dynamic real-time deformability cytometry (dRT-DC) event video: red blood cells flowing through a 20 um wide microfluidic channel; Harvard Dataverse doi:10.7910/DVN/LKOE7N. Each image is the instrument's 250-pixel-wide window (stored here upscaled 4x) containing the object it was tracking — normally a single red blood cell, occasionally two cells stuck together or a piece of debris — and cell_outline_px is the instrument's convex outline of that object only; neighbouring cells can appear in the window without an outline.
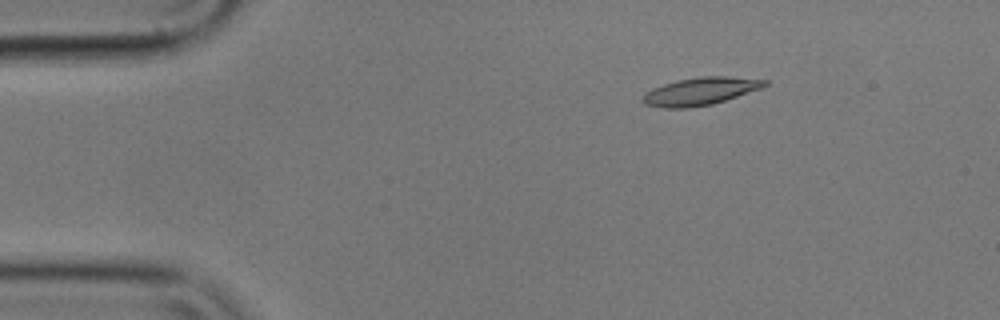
{"species": "common noctule bat (a hibernating species)", "species_latin": "Nyctalus noctula", "temperature_condition": "cold", "stored_images_in_passage": 56, "camera_frame_rate_fps": 3000, "um_per_image_px": 0.085, "animal": {"sex": "male", "body_mass_g": 17.9}, "frame": {"image": 1, "passage_image": 9, "time_ms": 2.667, "image_size_px": [1000, 320], "cell_outline_px": [[768, 84], [760, 88], [712, 104], [688, 108], [664, 108], [644, 104], [644, 96], [652, 88], [676, 80], [700, 76], [724, 76], [768, 80]], "centroid_in_image_um": [59.52, 7.75], "position_along_channel_um": 25.5, "area_um2": 19.31}}
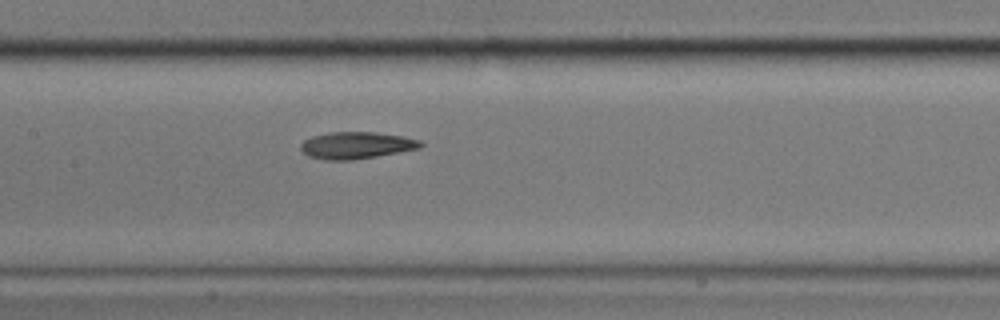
{"frame": {"image": 2, "passage_image": 27, "time_ms": 8.667, "image_size_px": [1000, 320], "cell_outline_px": [[424, 144], [420, 148], [400, 152], [352, 160], [328, 160], [308, 156], [300, 148], [300, 144], [304, 140], [312, 136], [328, 132], [372, 132], [404, 136], [420, 140]], "centroid_in_image_um": [30.3, 12.35], "position_along_channel_um": 177.1, "area_um2": 18.79}}
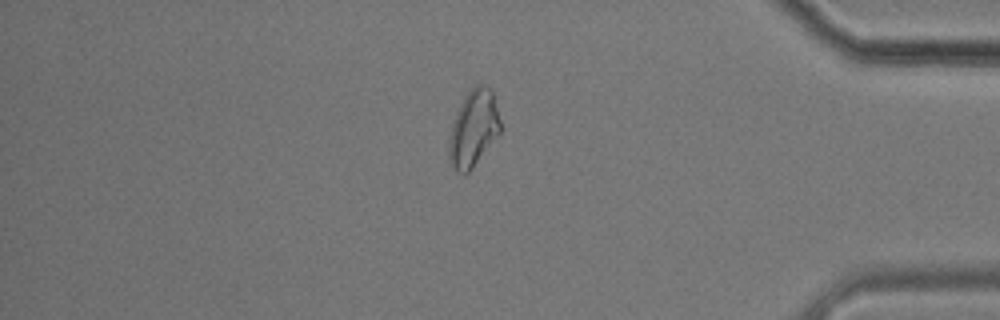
{"frame": {"image": 3, "passage_image": 48, "time_ms": 15.667, "image_size_px": [1000, 320], "cell_outline_px": [[504, 128], [472, 168], [464, 176], [456, 172], [448, 160], [448, 140], [452, 124], [456, 112], [460, 104], [468, 92], [476, 84], [484, 84], [492, 92]], "centroid_in_image_um": [40.25, 10.95], "position_along_channel_um": 395.0, "area_um2": 23.24}, "authors_computed_cell_mechanics": {"area_um2": 19.074, "velocity_mm_per_s": 3.5479, "shape_relaxation_time_tau1_ms": 4.8191, "shape_relaxation_time_tau2_ms": 3.2712, "deformation_change_tau1": 0.1482, "deformation_change_tau2": 0.0946}}